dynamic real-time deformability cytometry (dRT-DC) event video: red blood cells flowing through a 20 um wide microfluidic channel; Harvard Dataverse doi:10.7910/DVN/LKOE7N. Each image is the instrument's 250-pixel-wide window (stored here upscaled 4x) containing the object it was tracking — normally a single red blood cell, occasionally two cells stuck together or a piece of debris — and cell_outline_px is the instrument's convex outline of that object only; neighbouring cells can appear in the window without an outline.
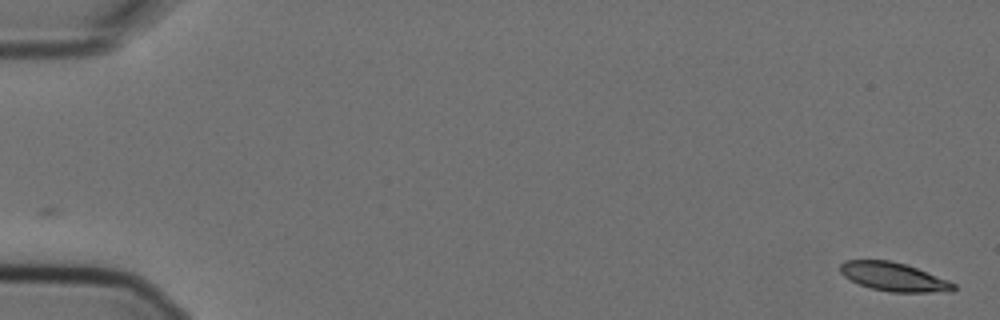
{"species": "Egyptian fruit bat (a non-hibernating species)", "species_latin": "Rousettus aegyptiacus", "temperature_condition": "cold", "stored_images_in_passage": 5, "camera_frame_rate_fps": 3000, "um_per_image_px": 0.085, "animal": {"sex": "female"}, "frame": {"image": 1, "passage_image": 1, "time_ms": 0.0, "image_size_px": [1000, 320], "cell_outline_px": [[956, 288], [952, 292], [892, 292], [872, 288], [860, 284], [844, 276], [840, 272], [840, 264], [844, 260], [892, 260], [916, 268], [948, 280], [956, 284]], "centroid_in_image_um": [75.98, 23.53], "position_along_channel_um": 9.0, "area_um2": 18.79}}
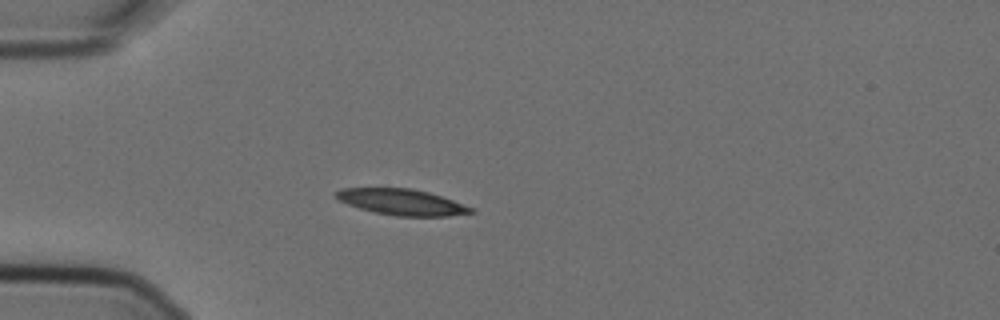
{"frame": {"image": 2, "passage_image": 4, "time_ms": 1.0, "image_size_px": [1000, 320], "cell_outline_px": [[476, 212], [448, 216], [396, 216], [372, 212], [348, 204], [332, 196], [332, 192], [340, 188], [412, 188], [428, 192], [452, 200], [472, 208]], "centroid_in_image_um": [34.08, 17.17], "position_along_channel_um": 50.9, "area_um2": 20.46}}